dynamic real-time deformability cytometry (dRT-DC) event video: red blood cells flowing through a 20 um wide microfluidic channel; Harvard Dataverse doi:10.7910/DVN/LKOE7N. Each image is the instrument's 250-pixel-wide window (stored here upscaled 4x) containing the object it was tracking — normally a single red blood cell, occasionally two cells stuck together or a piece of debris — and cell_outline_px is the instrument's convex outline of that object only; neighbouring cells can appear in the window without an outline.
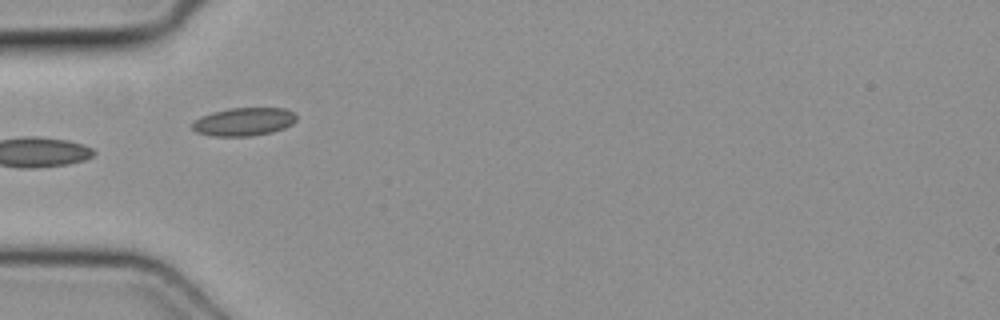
{"species": "common noctule bat (a hibernating species)", "species_latin": "Nyctalus noctula", "temperature_condition": "cold", "stored_images_in_passage": 4, "camera_frame_rate_fps": 3000, "um_per_image_px": 0.085, "animal": {"sex": "female", "body_mass_g": 19.3, "forearm_length_mm": 54.1}, "frame": {"image": 1, "passage_image": 4, "time_ms": 1.0, "image_size_px": [1000, 320], "cell_outline_px": [[296, 120], [292, 124], [284, 128], [272, 132], [252, 136], [212, 136], [196, 132], [192, 128], [192, 124], [200, 116], [212, 112], [228, 108], [284, 108], [292, 112], [296, 116]], "centroid_in_image_um": [20.71, 10.35], "position_along_channel_um": 64.3, "area_um2": 17.11}}